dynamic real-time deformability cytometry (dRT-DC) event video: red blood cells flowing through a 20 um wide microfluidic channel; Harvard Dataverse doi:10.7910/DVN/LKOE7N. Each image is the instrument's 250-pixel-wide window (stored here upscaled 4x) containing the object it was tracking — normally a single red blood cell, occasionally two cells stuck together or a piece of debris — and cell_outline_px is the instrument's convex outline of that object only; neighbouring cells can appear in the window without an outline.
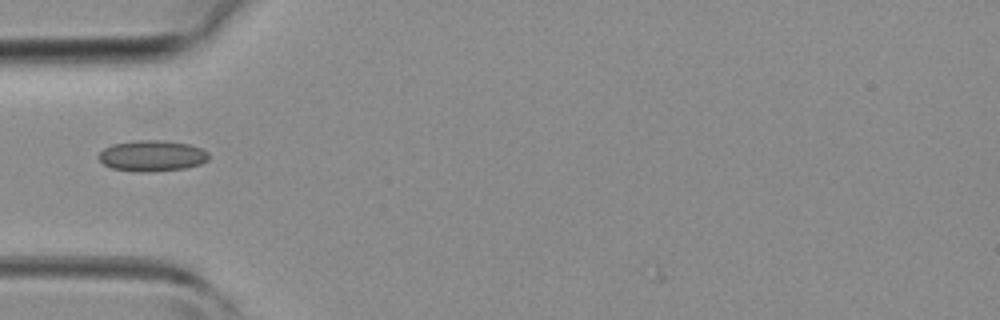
{"species": "common noctule bat (a hibernating species)", "species_latin": "Nyctalus noctula", "temperature_condition": "room temperature", "stored_images_in_passage": 26, "camera_frame_rate_fps": 3000, "um_per_image_px": 0.085, "animal": {"sex": "female", "body_mass_g": 19.3, "forearm_length_mm": 54.1}, "frame": {"image": 1, "passage_image": 2, "time_ms": 0.333, "image_size_px": [1000, 320], "cell_outline_px": [[208, 160], [200, 164], [184, 168], [152, 172], [140, 172], [112, 168], [104, 164], [96, 156], [104, 148], [112, 144], [136, 140], [164, 140], [188, 144], [200, 148], [208, 152]], "centroid_in_image_um": [12.91, 13.24], "position_along_channel_um": 72.1, "area_um2": 19.88}}
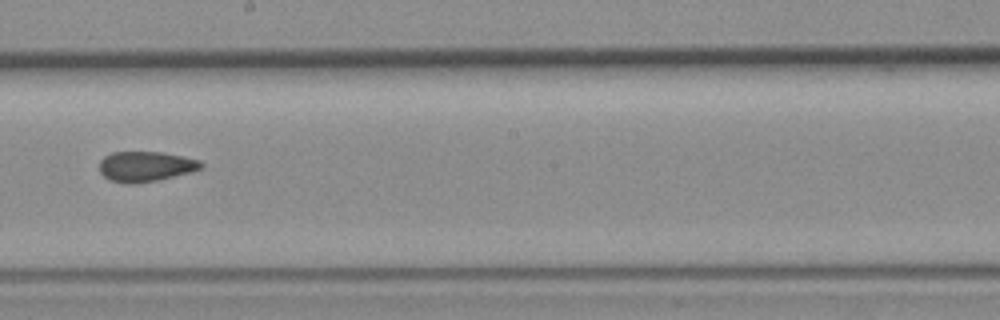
{"frame": {"image": 2, "passage_image": 12, "time_ms": 3.667, "image_size_px": [1000, 320], "cell_outline_px": [[204, 164], [200, 168], [192, 172], [160, 180], [136, 184], [128, 184], [108, 180], [100, 172], [100, 160], [104, 156], [112, 152], [160, 152], [200, 160]], "centroid_in_image_um": [12.36, 14.16], "position_along_channel_um": 235.8, "area_um2": 18.03}}
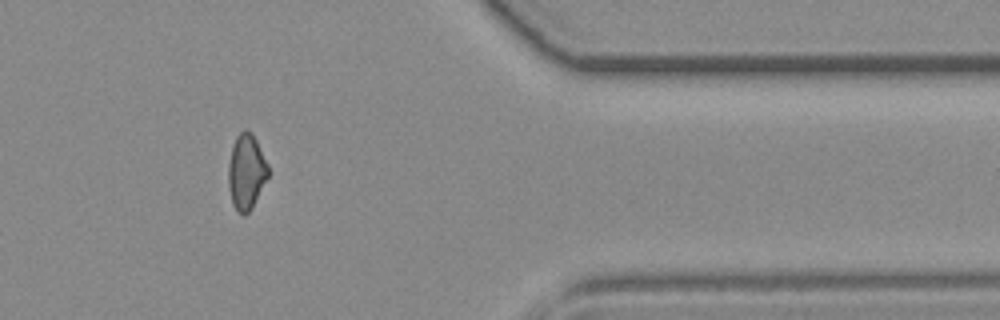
{"frame": {"image": 3, "passage_image": 23, "time_ms": 7.333, "image_size_px": [1000, 320], "cell_outline_px": [[268, 176], [252, 208], [244, 216], [232, 204], [228, 184], [228, 164], [232, 148], [236, 136], [244, 128], [252, 132], [268, 164]], "centroid_in_image_um": [20.93, 14.58], "position_along_channel_um": 390.5, "area_um2": 17.4}}